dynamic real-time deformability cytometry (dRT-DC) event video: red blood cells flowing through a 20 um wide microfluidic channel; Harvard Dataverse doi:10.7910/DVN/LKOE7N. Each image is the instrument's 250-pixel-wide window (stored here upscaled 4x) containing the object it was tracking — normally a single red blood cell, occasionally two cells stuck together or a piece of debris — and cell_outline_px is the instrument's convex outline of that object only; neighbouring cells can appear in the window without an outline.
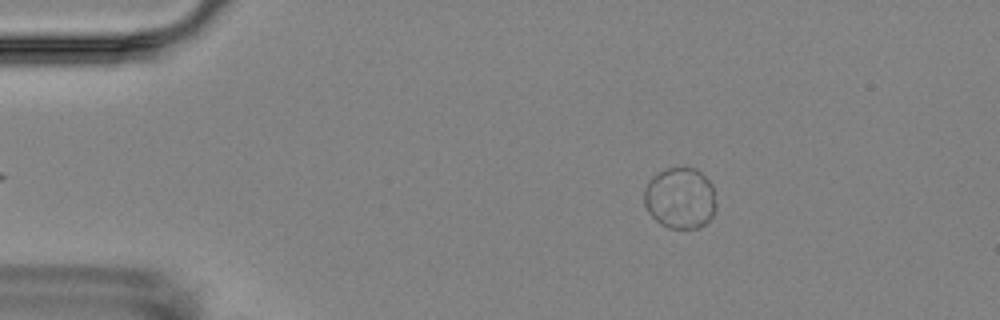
{"species": "Egyptian fruit bat (a non-hibernating species)", "species_latin": "Rousettus aegyptiacus", "temperature_condition": "room temperature", "stored_images_in_passage": 2, "camera_frame_rate_fps": 3000, "um_per_image_px": 0.085, "animal": {"sex": "female"}, "frame": {"image": 1, "passage_image": 1, "time_ms": 0.0, "image_size_px": [1000, 320], "cell_outline_px": [[716, 208], [712, 216], [700, 228], [668, 228], [660, 224], [652, 216], [644, 204], [644, 188], [648, 180], [656, 172], [668, 168], [696, 168], [712, 184], [716, 204]], "centroid_in_image_um": [57.8, 16.84], "position_along_channel_um": 27.2, "area_um2": 25.84}}